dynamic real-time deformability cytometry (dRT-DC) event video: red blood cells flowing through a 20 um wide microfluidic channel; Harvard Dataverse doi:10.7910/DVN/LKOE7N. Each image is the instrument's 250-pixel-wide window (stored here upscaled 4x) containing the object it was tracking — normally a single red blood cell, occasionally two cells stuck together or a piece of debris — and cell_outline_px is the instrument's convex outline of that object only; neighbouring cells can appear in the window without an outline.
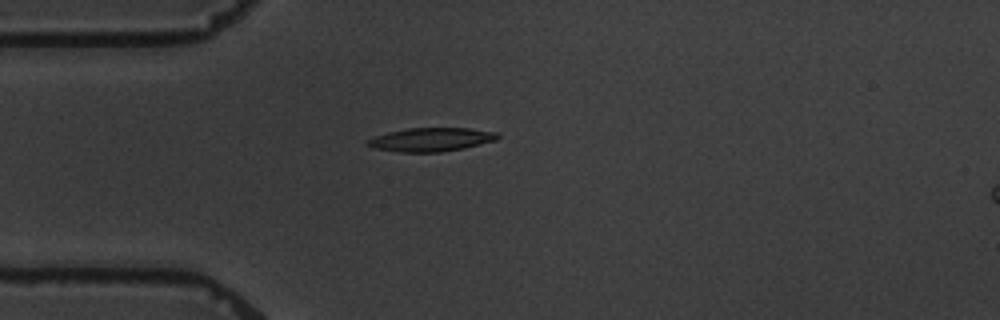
{"species": "common noctule bat (a hibernating species)", "species_latin": "Nyctalus noctula", "temperature_condition": "warm", "stored_images_in_passage": 1, "camera_frame_rate_fps": 3000, "um_per_image_px": 0.085, "animal": {"sex": "male", "body_mass_g": 19.5, "forearm_length_mm": 54.6}, "frame": {"image": 1, "passage_image": 1, "time_ms": 0.0, "image_size_px": [1000, 320], "cell_outline_px": [[500, 136], [496, 140], [464, 148], [440, 152], [400, 152], [372, 148], [364, 144], [368, 140], [376, 136], [388, 132], [408, 128], [468, 128], [496, 132]], "centroid_in_image_um": [36.62, 11.86], "position_along_channel_um": 48.4, "area_um2": 17.86}}